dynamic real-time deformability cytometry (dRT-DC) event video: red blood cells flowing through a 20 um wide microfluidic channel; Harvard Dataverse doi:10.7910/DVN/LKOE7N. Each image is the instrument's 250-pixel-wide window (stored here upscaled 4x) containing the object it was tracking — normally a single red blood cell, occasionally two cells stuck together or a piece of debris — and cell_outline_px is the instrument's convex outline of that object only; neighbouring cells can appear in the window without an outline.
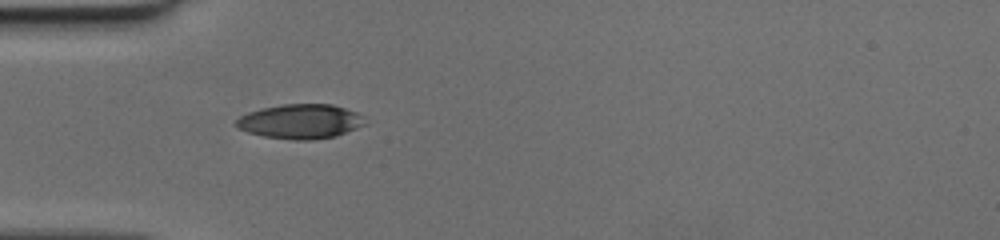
{"species": "human", "species_latin": "Homo sapiens", "temperature_condition": "cold", "stored_images_in_passage": 34, "camera_frame_rate_fps": 3000, "um_per_image_px": 0.085, "donor": {"sex": "female"}, "frame": {"image": 1, "passage_image": 1, "time_ms": 0.0, "image_size_px": [1000, 240], "cell_outline_px": [[368, 124], [336, 136], [312, 140], [296, 140], [264, 136], [248, 132], [232, 124], [240, 116], [248, 112], [264, 108], [284, 104], [332, 104], [356, 112], [364, 116]], "centroid_in_image_um": [25.57, 10.32], "position_along_channel_um": 59.4, "area_um2": 25.95}}
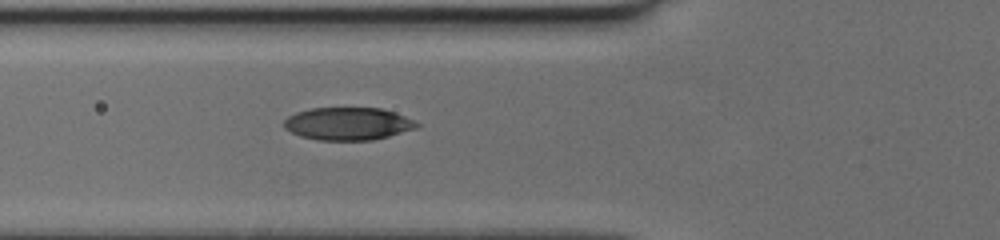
{"frame": {"image": 2, "passage_image": 4, "time_ms": 1.0, "image_size_px": [1000, 240], "cell_outline_px": [[420, 128], [372, 140], [320, 140], [300, 136], [284, 128], [284, 120], [288, 116], [296, 112], [312, 108], [384, 108], [404, 116], [420, 124]], "centroid_in_image_um": [29.59, 10.51], "position_along_channel_um": 96.2, "area_um2": 25.32}}